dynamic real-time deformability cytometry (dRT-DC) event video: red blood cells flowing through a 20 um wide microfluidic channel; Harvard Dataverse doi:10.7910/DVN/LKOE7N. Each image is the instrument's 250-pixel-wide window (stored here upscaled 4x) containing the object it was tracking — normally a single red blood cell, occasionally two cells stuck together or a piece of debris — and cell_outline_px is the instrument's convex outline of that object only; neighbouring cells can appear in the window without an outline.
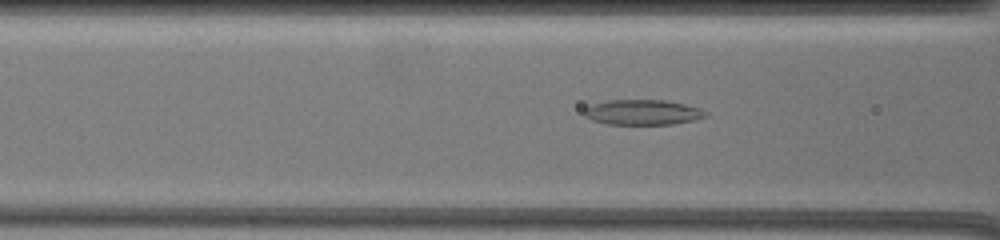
{"species": "common noctule bat (a hibernating species)", "species_latin": "Nyctalus noctula", "temperature_condition": "warm", "stored_images_in_passage": 23, "camera_frame_rate_fps": 3000, "um_per_image_px": 0.085, "animal": {"sex": "female", "body_mass_g": 19.5, "forearm_length_mm": 54.1}, "frame": {"image": 1, "passage_image": 20, "time_ms": 6.333, "image_size_px": [1000, 240], "cell_outline_px": [[708, 116], [696, 120], [672, 124], [608, 124], [592, 120], [584, 116], [584, 108], [592, 104], [608, 100], [664, 100], [684, 104], [700, 108], [708, 112]], "centroid_in_image_um": [54.64, 9.54], "position_along_channel_um": 112.0, "area_um2": 17.92}}